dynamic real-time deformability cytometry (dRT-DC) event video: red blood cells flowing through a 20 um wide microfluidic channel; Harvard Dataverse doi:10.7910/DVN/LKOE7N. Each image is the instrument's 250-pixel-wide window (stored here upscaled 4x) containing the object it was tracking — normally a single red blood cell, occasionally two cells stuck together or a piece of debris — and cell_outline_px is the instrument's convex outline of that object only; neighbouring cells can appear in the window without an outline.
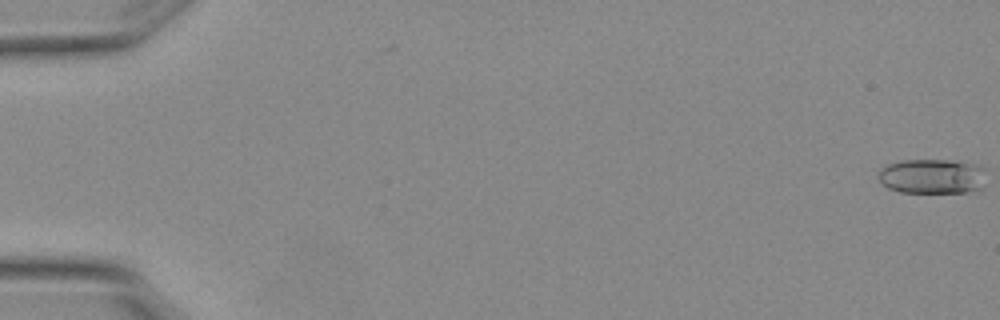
{"species": "Egyptian fruit bat (a non-hibernating species)", "species_latin": "Rousettus aegyptiacus", "temperature_condition": "warm", "stored_images_in_passage": 6, "camera_frame_rate_fps": 3000, "um_per_image_px": 0.085, "animal": {"sex": "female"}, "frame": {"image": 1, "passage_image": 1, "time_ms": 0.0, "image_size_px": [1000, 320], "cell_outline_px": [[984, 188], [964, 192], [900, 192], [888, 188], [880, 180], [880, 168], [888, 164], [900, 160], [952, 160], [980, 164], [984, 168]], "centroid_in_image_um": [79.28, 14.97], "position_along_channel_um": 5.7, "area_um2": 22.02}}